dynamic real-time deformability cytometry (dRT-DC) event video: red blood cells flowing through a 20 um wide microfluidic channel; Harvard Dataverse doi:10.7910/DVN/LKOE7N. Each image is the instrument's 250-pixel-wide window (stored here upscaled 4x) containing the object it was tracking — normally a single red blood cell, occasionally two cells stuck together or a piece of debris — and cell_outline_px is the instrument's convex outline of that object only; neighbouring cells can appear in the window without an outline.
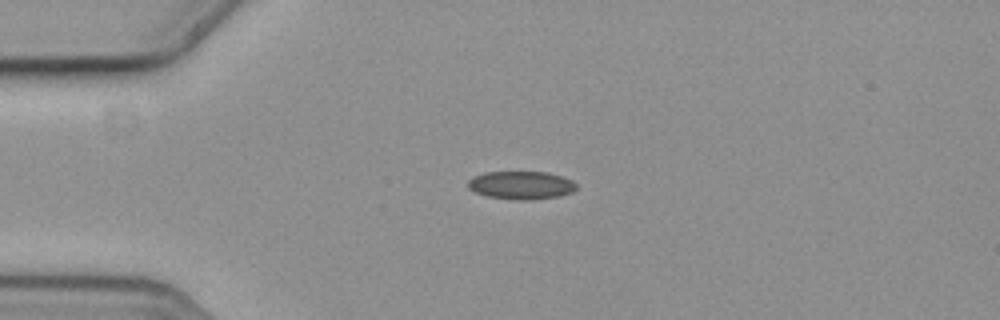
{"species": "common noctule bat (a hibernating species)", "species_latin": "Nyctalus noctula", "temperature_condition": "cold", "stored_images_in_passage": 6, "camera_frame_rate_fps": 3000, "um_per_image_px": 0.085, "animal": {"sex": "female", "body_mass_g": 19.3, "forearm_length_mm": 54.1}, "frame": {"image": 1, "passage_image": 4, "time_ms": 1.0, "image_size_px": [1000, 320], "cell_outline_px": [[576, 188], [572, 192], [560, 196], [532, 200], [520, 200], [488, 196], [476, 192], [468, 188], [468, 180], [472, 176], [484, 172], [548, 172], [572, 180], [576, 184]], "centroid_in_image_um": [44.29, 15.74], "position_along_channel_um": 40.7, "area_um2": 17.74}}
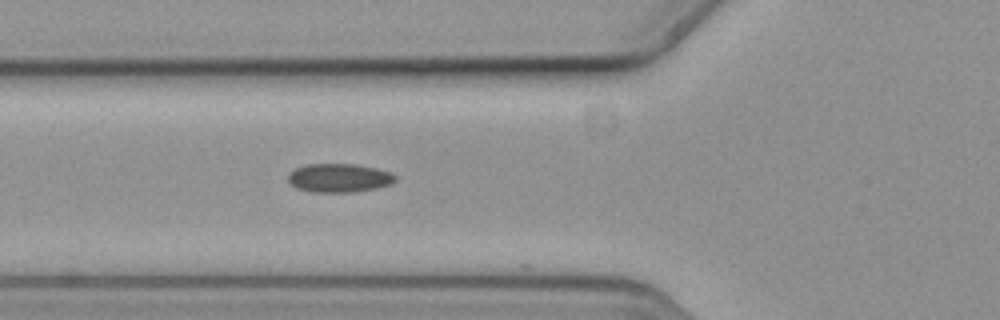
{"frame": {"image": 2, "passage_image": 6, "time_ms": 1.667, "image_size_px": [1000, 320], "cell_outline_px": [[396, 180], [392, 184], [376, 188], [352, 192], [312, 192], [296, 188], [288, 180], [288, 172], [296, 168], [308, 164], [356, 164], [376, 168], [392, 172], [396, 176]], "centroid_in_image_um": [28.84, 15.12], "position_along_channel_um": 97.0, "area_um2": 18.03}}